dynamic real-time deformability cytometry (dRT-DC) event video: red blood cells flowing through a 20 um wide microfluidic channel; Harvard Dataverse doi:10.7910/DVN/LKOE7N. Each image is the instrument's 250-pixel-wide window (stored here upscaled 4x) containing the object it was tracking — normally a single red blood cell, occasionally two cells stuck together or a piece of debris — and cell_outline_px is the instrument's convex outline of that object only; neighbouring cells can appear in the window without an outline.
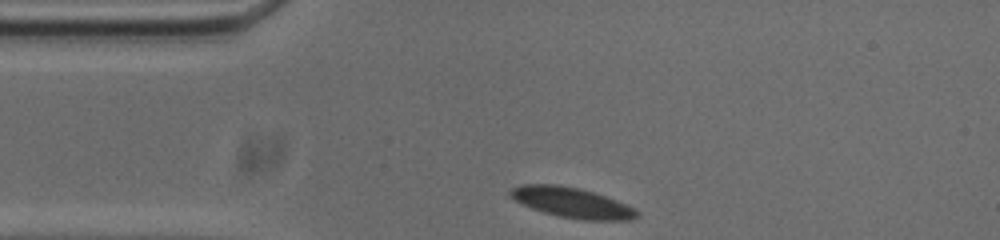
{"species": "common noctule bat (a hibernating species)", "species_latin": "Nyctalus noctula", "temperature_condition": "cold", "stored_images_in_passage": 36, "camera_frame_rate_fps": 3000, "um_per_image_px": 0.085, "animal": {"sex": "male", "body_mass_g": 20.0, "forearm_length_mm": 53.3}, "frame": {"image": 1, "passage_image": 1, "time_ms": 0.0, "image_size_px": [1000, 240], "cell_outline_px": [[640, 212], [636, 216], [628, 220], [584, 220], [560, 216], [544, 212], [532, 208], [516, 200], [508, 192], [512, 188], [524, 184], [556, 184], [576, 188], [592, 192], [604, 196], [624, 204]], "centroid_in_image_um": [48.59, 17.22], "position_along_channel_um": 36.4, "area_um2": 21.62}}
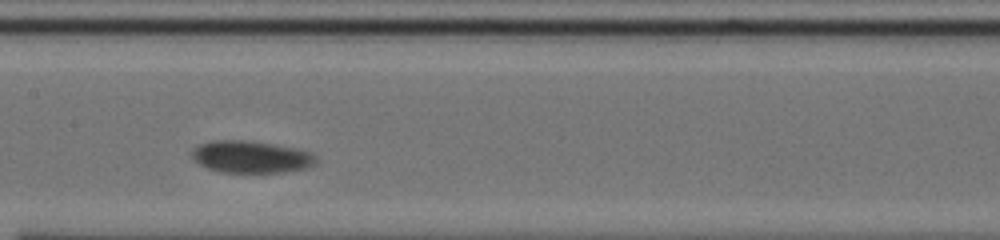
{"frame": {"image": 2, "passage_image": 16, "time_ms": 5.0, "image_size_px": [1000, 240], "cell_outline_px": [[316, 160], [312, 164], [304, 168], [280, 172], [220, 172], [208, 168], [200, 164], [192, 156], [192, 152], [200, 144], [212, 140], [244, 140], [272, 144], [292, 148], [308, 152], [316, 156]], "centroid_in_image_um": [21.29, 13.33], "position_along_channel_um": 186.1, "area_um2": 22.6}}
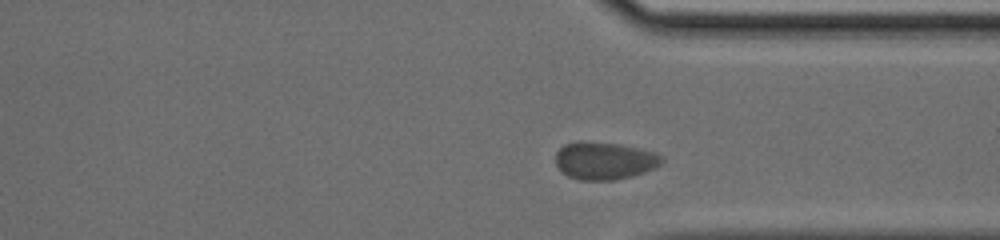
{"frame": {"image": 3, "passage_image": 31, "time_ms": 10.0, "image_size_px": [1000, 240], "cell_outline_px": [[664, 160], [656, 168], [632, 176], [612, 180], [580, 180], [568, 176], [560, 172], [556, 164], [556, 152], [564, 144], [620, 144], [656, 152], [664, 156]], "centroid_in_image_um": [51.43, 13.7], "position_along_channel_um": 360.0, "area_um2": 22.77}, "authors_computed_cell_mechanics": {"area_um2": 22.3975, "velocity_mm_per_s": 3.4806, "shape_relaxation_time_tau1_ms": 3.3925, "shape_relaxation_time_tau2_ms": null, "deformation_change_tau1": 0.0581, "deformation_change_tau2": null}}